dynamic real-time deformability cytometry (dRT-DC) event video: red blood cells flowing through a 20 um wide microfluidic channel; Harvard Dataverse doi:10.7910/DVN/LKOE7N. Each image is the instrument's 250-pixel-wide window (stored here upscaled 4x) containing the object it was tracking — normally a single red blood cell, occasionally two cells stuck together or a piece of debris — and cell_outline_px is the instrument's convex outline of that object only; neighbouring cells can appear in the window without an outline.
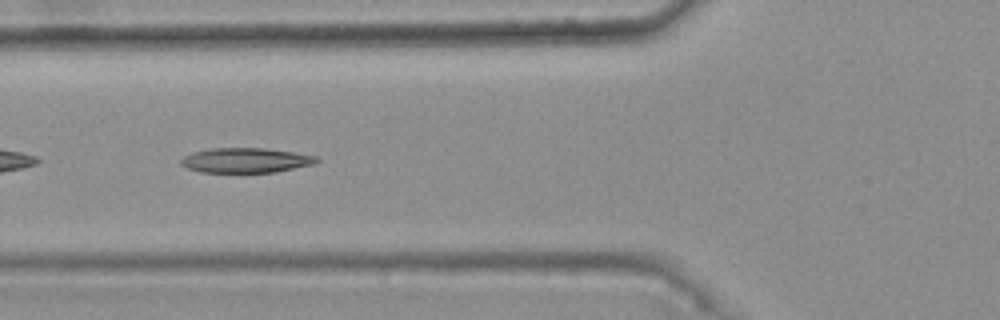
{"species": "common noctule bat (a hibernating species)", "species_latin": "Nyctalus noctula", "temperature_condition": "warm", "stored_images_in_passage": 27, "camera_frame_rate_fps": 3000, "um_per_image_px": 0.085, "animal": {"sex": "female", "body_mass_g": 25.1}, "frame": {"image": 1, "passage_image": 5, "time_ms": 1.333, "image_size_px": [1000, 320], "cell_outline_px": [[320, 160], [312, 164], [276, 172], [200, 172], [188, 168], [180, 164], [180, 160], [184, 156], [192, 152], [212, 148], [264, 148], [292, 152], [316, 156]], "centroid_in_image_um": [20.85, 13.62], "position_along_channel_um": 104.9, "area_um2": 19.48}}
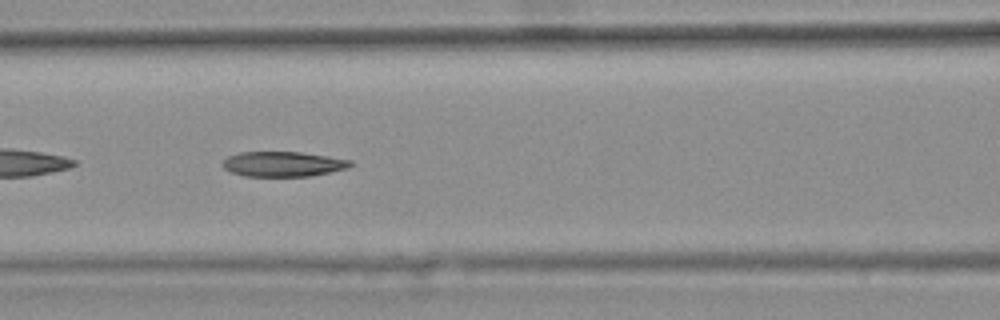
{"frame": {"image": 2, "passage_image": 8, "time_ms": 2.333, "image_size_px": [1000, 320], "cell_outline_px": [[352, 164], [348, 168], [312, 176], [244, 176], [232, 172], [224, 168], [220, 164], [228, 156], [240, 152], [300, 152], [328, 156], [352, 160]], "centroid_in_image_um": [24.06, 13.94], "position_along_channel_um": 142.5, "area_um2": 18.67}, "authors_computed_cell_mechanics": {"area_um2": 19.3052, "velocity_mm_per_s": 3.7449, "shape_relaxation_time_tau1_ms": null, "shape_relaxation_time_tau2_ms": 4.7422, "deformation_change_tau1": null, "deformation_change_tau2": 0.1071}}